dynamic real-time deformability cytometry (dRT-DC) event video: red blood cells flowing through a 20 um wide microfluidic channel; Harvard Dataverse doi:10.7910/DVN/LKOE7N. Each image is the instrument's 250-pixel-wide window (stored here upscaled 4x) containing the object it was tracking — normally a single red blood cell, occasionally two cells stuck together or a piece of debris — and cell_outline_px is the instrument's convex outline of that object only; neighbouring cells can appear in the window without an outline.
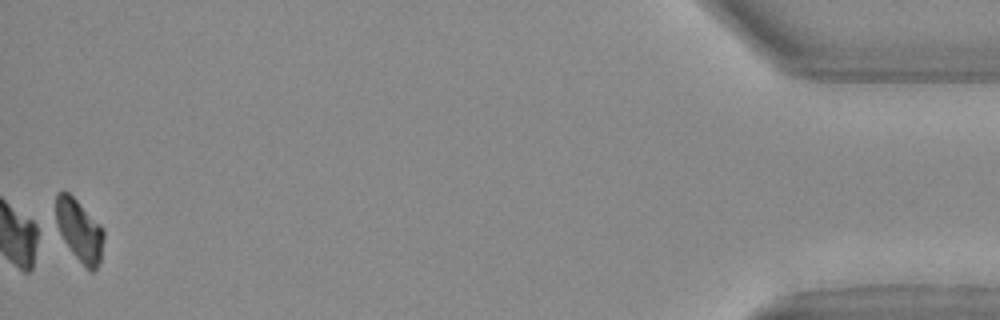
{"species": "Egyptian fruit bat (a non-hibernating species)", "species_latin": "Rousettus aegyptiacus", "temperature_condition": "warm", "stored_images_in_passage": 38, "camera_frame_rate_fps": 3000, "um_per_image_px": 0.085, "animal": {"sex": "female"}, "frame": {"image": 1, "passage_image": 38, "time_ms": 12.333, "image_size_px": [1000, 320], "cell_outline_px": [[104, 240], [100, 260], [96, 268], [92, 272], [72, 252], [52, 224], [56, 192], [68, 192], [100, 224], [104, 232]], "centroid_in_image_um": [6.67, 19.53], "position_along_channel_um": 428.5, "area_um2": 17.57}}